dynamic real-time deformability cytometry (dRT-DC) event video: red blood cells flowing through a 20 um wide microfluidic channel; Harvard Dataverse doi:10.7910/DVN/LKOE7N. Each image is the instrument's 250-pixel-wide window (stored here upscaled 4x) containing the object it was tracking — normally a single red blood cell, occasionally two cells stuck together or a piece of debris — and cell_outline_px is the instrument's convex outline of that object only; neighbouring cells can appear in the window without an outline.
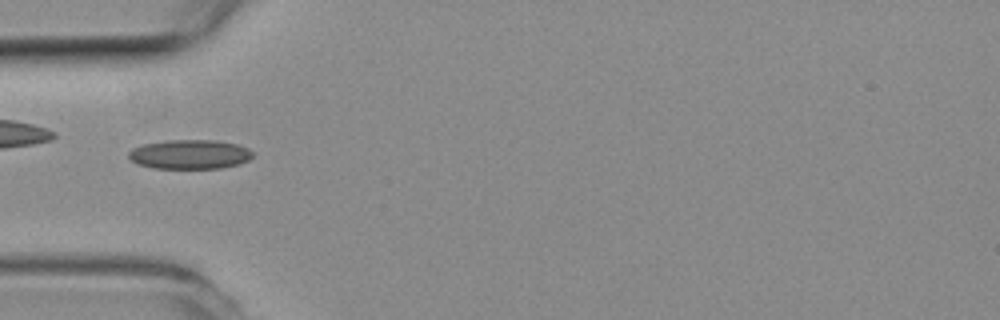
{"species": "common noctule bat (a hibernating species)", "species_latin": "Nyctalus noctula", "temperature_condition": "room temperature", "stored_images_in_passage": 29, "camera_frame_rate_fps": 3000, "um_per_image_px": 0.085, "animal": {"sex": "female", "body_mass_g": 19.3, "forearm_length_mm": 54.1}, "frame": {"image": 1, "passage_image": 4, "time_ms": 1.0, "image_size_px": [1000, 320], "cell_outline_px": [[252, 156], [248, 160], [240, 164], [220, 168], [152, 168], [140, 164], [132, 160], [128, 156], [128, 152], [132, 148], [144, 144], [168, 140], [216, 140], [236, 144], [248, 148], [252, 152]], "centroid_in_image_um": [16.14, 13.11], "position_along_channel_um": 68.9, "area_um2": 21.1}, "authors_computed_cell_mechanics": {"area_um2": 19.7676, "velocity_mm_per_s": 3.9808, "shape_relaxation_time_tau1_ms": null, "shape_relaxation_time_tau2_ms": 7.7138, "deformation_change_tau1": null, "deformation_change_tau2": 0.1602}}